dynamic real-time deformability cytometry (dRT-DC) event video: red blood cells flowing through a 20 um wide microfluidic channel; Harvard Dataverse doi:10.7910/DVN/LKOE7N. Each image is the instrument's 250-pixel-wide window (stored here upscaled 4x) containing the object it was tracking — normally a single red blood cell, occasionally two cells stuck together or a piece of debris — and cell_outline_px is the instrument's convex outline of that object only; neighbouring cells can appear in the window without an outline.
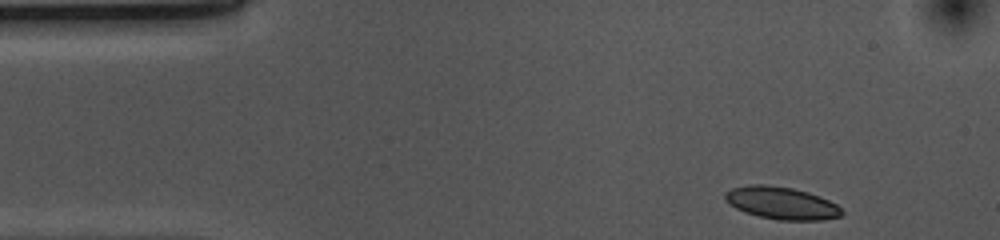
{"species": "common noctule bat (a hibernating species)", "species_latin": "Nyctalus noctula", "temperature_condition": "cold", "stored_images_in_passage": 39, "camera_frame_rate_fps": 3000, "um_per_image_px": 0.085, "animal": {"sex": "female", "body_mass_g": 10.0, "forearm_length_mm": 53.1}, "frame": {"image": 1, "passage_image": 1, "time_ms": 0.0, "image_size_px": [1000, 240], "cell_outline_px": [[844, 212], [840, 216], [824, 220], [776, 220], [744, 212], [736, 208], [724, 200], [724, 192], [732, 188], [748, 184], [764, 184], [792, 188], [808, 192], [820, 196], [836, 204]], "centroid_in_image_um": [66.4, 17.25], "position_along_channel_um": 18.6, "area_um2": 22.14}}
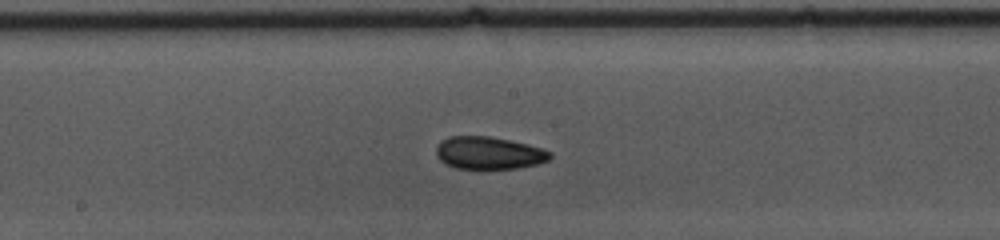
{"frame": {"image": 2, "passage_image": 22, "time_ms": 7.0, "image_size_px": [1000, 240], "cell_outline_px": [[552, 156], [548, 160], [536, 164], [520, 168], [456, 168], [444, 164], [436, 156], [436, 148], [440, 140], [448, 136], [488, 136], [528, 144], [552, 152]], "centroid_in_image_um": [41.52, 12.99], "position_along_channel_um": 206.7, "area_um2": 21.56}}
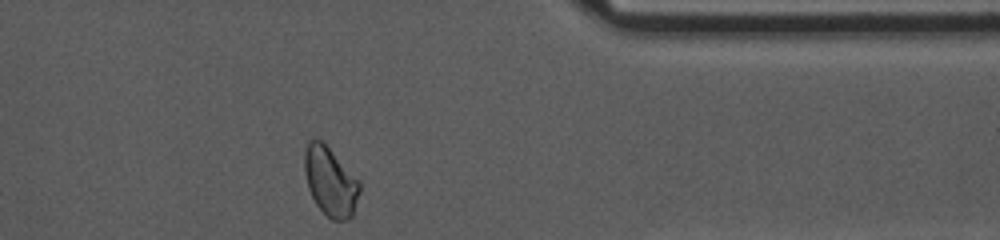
{"frame": {"image": 3, "passage_image": 38, "time_ms": 12.333, "image_size_px": [1000, 240], "cell_outline_px": [[360, 192], [352, 216], [348, 220], [332, 220], [316, 204], [308, 188], [304, 172], [304, 152], [308, 140], [320, 140], [360, 180]], "centroid_in_image_um": [28.08, 15.44], "position_along_channel_um": 383.3, "area_um2": 21.96}, "authors_computed_cell_mechanics": {"area_um2": 21.7328, "velocity_mm_per_s": 3.6717, "shape_relaxation_time_tau1_ms": 4.6311, "shape_relaxation_time_tau2_ms": 3.33, "deformation_change_tau1": 0.1008, "deformation_change_tau2": 0.0776}}